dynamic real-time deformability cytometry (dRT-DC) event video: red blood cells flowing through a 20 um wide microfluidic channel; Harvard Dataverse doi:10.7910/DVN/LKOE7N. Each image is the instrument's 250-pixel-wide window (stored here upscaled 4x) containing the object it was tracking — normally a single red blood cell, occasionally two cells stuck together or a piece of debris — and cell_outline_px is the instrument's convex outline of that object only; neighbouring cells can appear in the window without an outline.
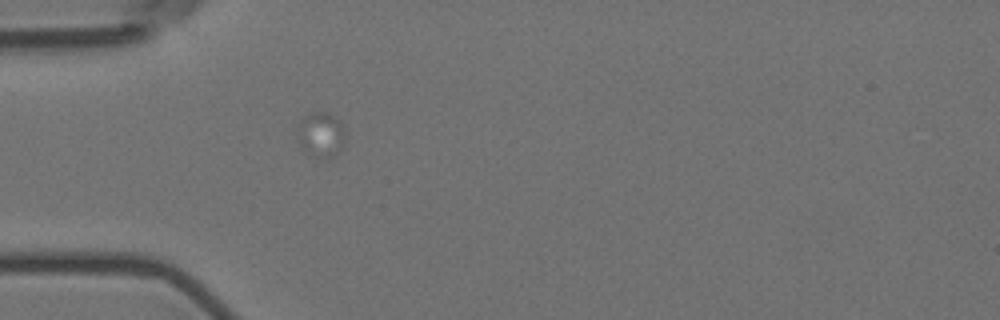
{"species": "Egyptian fruit bat (a non-hibernating species)", "species_latin": "Rousettus aegyptiacus", "temperature_condition": "room temperature", "stored_images_in_passage": 1, "camera_frame_rate_fps": 3000, "um_per_image_px": 0.085, "animal": {"sex": "female"}, "frame": {"image": 1, "passage_image": 1, "time_ms": 0.0, "image_size_px": [1000, 320], "cell_outline_px": [[344, 144], [332, 156], [316, 156], [304, 152], [296, 136], [296, 128], [300, 120], [304, 116], [312, 112], [328, 112], [340, 120], [344, 124]], "centroid_in_image_um": [27.24, 11.39], "position_along_channel_um": 57.8, "area_um2": 12.6}}